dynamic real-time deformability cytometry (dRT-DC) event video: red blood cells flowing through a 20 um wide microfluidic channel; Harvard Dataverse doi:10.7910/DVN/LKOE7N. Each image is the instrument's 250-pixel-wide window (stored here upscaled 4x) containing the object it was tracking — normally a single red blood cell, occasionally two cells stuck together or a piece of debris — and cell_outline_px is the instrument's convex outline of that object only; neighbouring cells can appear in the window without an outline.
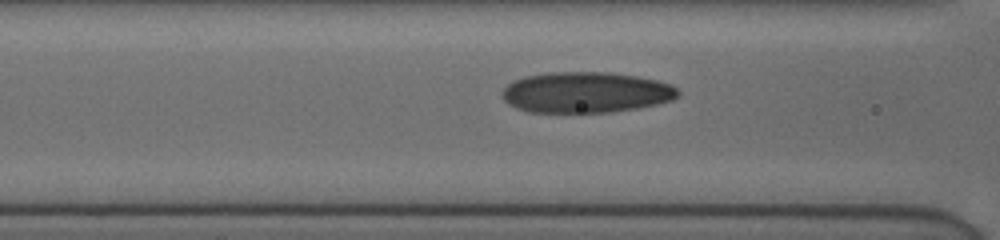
{"species": "human", "species_latin": "Homo sapiens", "temperature_condition": "cold", "stored_images_in_passage": 42, "camera_frame_rate_fps": 3000, "um_per_image_px": 0.085, "donor": {"sex": "female"}, "frame": {"image": 1, "passage_image": 22, "time_ms": 7.333, "image_size_px": [1000, 240], "cell_outline_px": [[680, 96], [672, 100], [656, 104], [636, 108], [612, 112], [528, 112], [516, 108], [508, 104], [504, 100], [500, 92], [508, 84], [524, 76], [552, 72], [612, 72], [636, 76], [656, 80], [672, 84], [680, 92]], "centroid_in_image_um": [49.81, 7.85], "position_along_channel_um": 116.8, "area_um2": 42.02}}
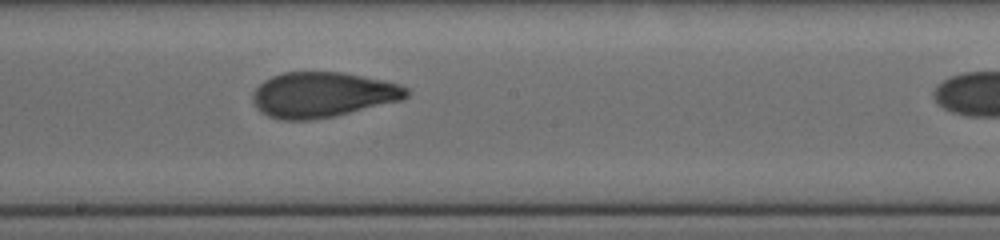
{"frame": {"image": 2, "passage_image": 31, "time_ms": 10.0, "image_size_px": [1000, 240], "cell_outline_px": [[408, 96], [404, 100], [336, 116], [308, 120], [284, 120], [268, 116], [260, 112], [256, 108], [252, 100], [252, 92], [264, 80], [272, 76], [284, 72], [344, 72], [384, 80], [400, 84], [408, 88]], "centroid_in_image_um": [27.44, 8.05], "position_along_channel_um": 220.8, "area_um2": 40.98}}
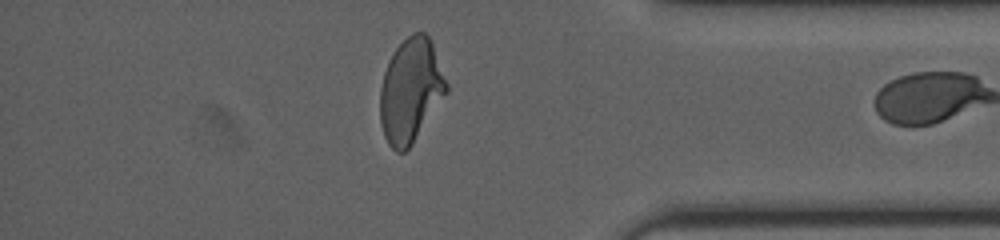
{"frame": {"image": 3, "passage_image": 41, "time_ms": 15.0, "image_size_px": [1000, 240], "cell_outline_px": [[448, 92], [412, 144], [404, 152], [396, 152], [388, 144], [384, 136], [380, 124], [380, 88], [384, 72], [388, 60], [392, 52], [412, 32], [424, 32], [428, 36], [432, 44], [448, 84]], "centroid_in_image_um": [34.89, 7.71], "position_along_channel_um": 400.3, "area_um2": 40.17}}